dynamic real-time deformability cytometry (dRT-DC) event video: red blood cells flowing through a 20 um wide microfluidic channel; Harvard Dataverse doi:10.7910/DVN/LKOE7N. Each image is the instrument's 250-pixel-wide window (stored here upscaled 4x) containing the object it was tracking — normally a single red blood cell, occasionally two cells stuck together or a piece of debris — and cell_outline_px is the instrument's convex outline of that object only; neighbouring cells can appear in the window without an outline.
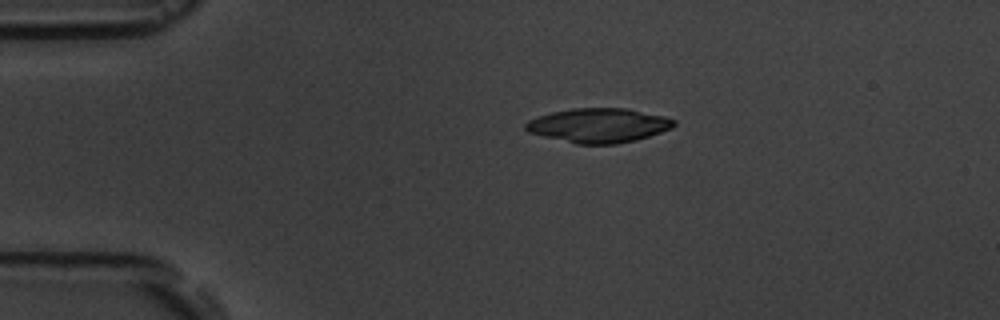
{"species": "common noctule bat (a hibernating species)", "species_latin": "Nyctalus noctula", "temperature_condition": "room temperature", "stored_images_in_passage": 2, "camera_frame_rate_fps": 3000, "um_per_image_px": 0.085, "animal": {"sex": "male", "body_mass_g": 19.5, "forearm_length_mm": 54.6}, "frame": {"image": 1, "passage_image": 1, "time_ms": 0.0, "image_size_px": [1000, 320], "cell_outline_px": [[676, 124], [672, 128], [636, 140], [616, 144], [576, 144], [528, 132], [524, 128], [524, 124], [528, 120], [536, 116], [552, 112], [572, 108], [628, 108], [664, 116], [676, 120]], "centroid_in_image_um": [50.87, 10.65], "position_along_channel_um": 34.1, "area_um2": 29.77}}